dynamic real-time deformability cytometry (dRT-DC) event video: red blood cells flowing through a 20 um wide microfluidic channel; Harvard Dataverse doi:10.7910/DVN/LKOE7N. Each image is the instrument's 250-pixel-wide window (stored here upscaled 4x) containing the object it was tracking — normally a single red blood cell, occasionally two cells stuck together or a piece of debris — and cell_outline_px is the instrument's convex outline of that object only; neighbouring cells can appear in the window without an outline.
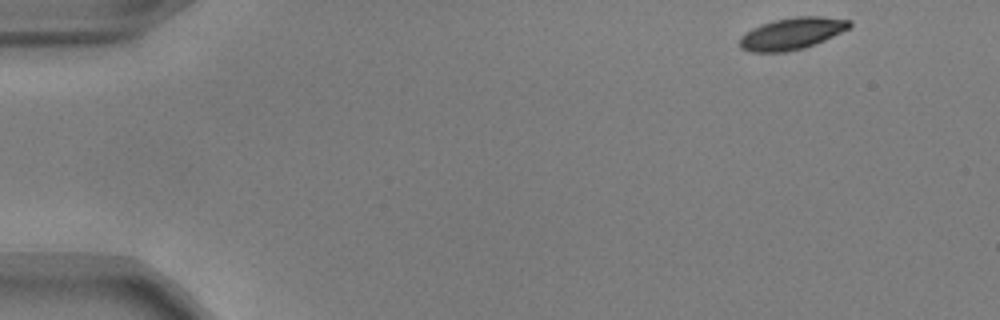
{"species": "common noctule bat (a hibernating species)", "species_latin": "Nyctalus noctula", "temperature_condition": "warm", "stored_images_in_passage": 49, "camera_frame_rate_fps": 3000, "um_per_image_px": 0.085, "animal": {"sex": "male", "body_mass_g": 17.9, "forearm_length_mm": 54.2}, "frame": {"image": 1, "passage_image": 1, "time_ms": 0.0, "image_size_px": [1000, 320], "cell_outline_px": [[852, 24], [848, 28], [816, 44], [804, 48], [784, 52], [748, 52], [740, 48], [740, 36], [752, 28], [760, 24], [772, 20], [796, 16], [820, 16], [852, 20]], "centroid_in_image_um": [67.28, 2.85], "position_along_channel_um": 17.7, "area_um2": 20.46}}
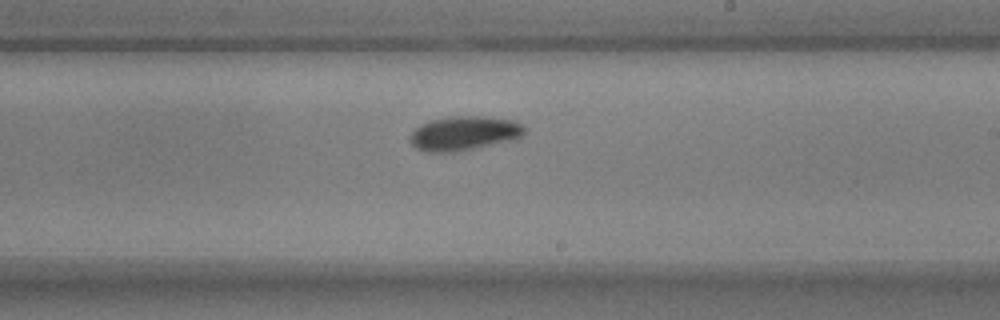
{"frame": {"image": 2, "passage_image": 28, "time_ms": 9.0, "image_size_px": [1000, 320], "cell_outline_px": [[524, 132], [516, 140], [460, 152], [424, 152], [416, 148], [408, 140], [408, 136], [420, 124], [432, 120], [452, 116], [488, 116], [516, 120], [524, 128]], "centroid_in_image_um": [39.45, 11.34], "position_along_channel_um": 249.6, "area_um2": 23.35}}
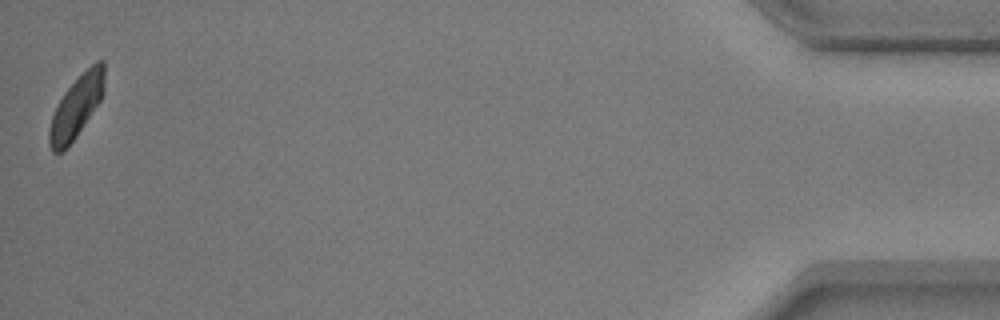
{"frame": {"image": 3, "passage_image": 49, "time_ms": 16.0, "image_size_px": [1000, 320], "cell_outline_px": [[104, 88], [100, 100], [76, 136], [64, 152], [52, 152], [48, 144], [48, 128], [52, 116], [64, 92], [96, 60], [104, 60]], "centroid_in_image_um": [6.47, 9.11], "position_along_channel_um": 428.7, "area_um2": 19.54}, "authors_computed_cell_mechanics": {"area_um2": 21.2126, "velocity_mm_per_s": 3.7937, "shape_relaxation_time_tau1_ms": 3.3248, "shape_relaxation_time_tau2_ms": null, "deformation_change_tau1": 0.1268, "deformation_change_tau2": null}}